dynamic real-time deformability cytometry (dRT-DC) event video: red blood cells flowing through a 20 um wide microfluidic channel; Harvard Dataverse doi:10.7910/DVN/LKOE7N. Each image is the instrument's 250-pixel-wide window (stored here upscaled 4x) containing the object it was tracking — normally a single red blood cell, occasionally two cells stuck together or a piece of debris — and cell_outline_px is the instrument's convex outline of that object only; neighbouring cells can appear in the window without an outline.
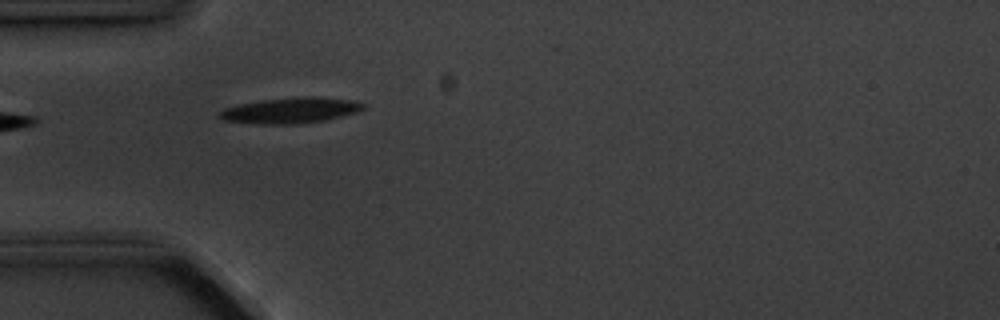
{"species": "common noctule bat (a hibernating species)", "species_latin": "Nyctalus noctula", "temperature_condition": "cold", "stored_images_in_passage": 1, "camera_frame_rate_fps": 3000, "um_per_image_px": 0.085, "animal": {"sex": "male", "body_mass_g": 20.1, "forearm_length_mm": 53.5}, "frame": {"image": 1, "passage_image": 1, "time_ms": 0.0, "image_size_px": [1000, 320], "cell_outline_px": [[364, 108], [356, 112], [324, 120], [300, 124], [256, 124], [224, 120], [216, 116], [216, 112], [224, 108], [236, 104], [260, 100], [304, 96], [316, 96], [352, 100], [364, 104]], "centroid_in_image_um": [24.61, 9.38], "position_along_channel_um": 60.4, "area_um2": 21.73}}